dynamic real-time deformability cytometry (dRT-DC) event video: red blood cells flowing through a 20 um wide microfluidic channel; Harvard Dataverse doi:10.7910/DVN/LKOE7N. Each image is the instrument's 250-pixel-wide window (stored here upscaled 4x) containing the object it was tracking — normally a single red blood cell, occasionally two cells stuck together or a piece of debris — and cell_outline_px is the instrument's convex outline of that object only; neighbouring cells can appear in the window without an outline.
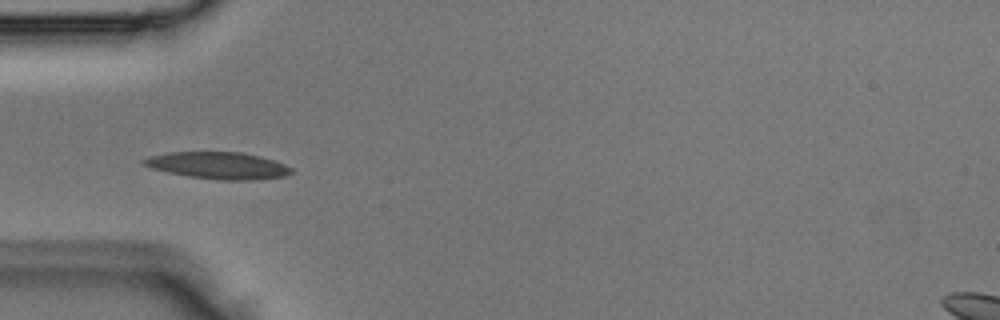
{"species": "Egyptian fruit bat (a non-hibernating species)", "species_latin": "Rousettus aegyptiacus", "temperature_condition": "room temperature", "stored_images_in_passage": 4, "camera_frame_rate_fps": 3000, "um_per_image_px": 0.085, "animal": {"sex": "male"}, "frame": {"image": 1, "passage_image": 4, "time_ms": 1.0, "image_size_px": [1000, 320], "cell_outline_px": [[292, 172], [284, 176], [252, 180], [220, 180], [188, 176], [168, 172], [152, 168], [140, 164], [140, 160], [148, 156], [168, 152], [240, 152], [260, 156], [284, 164], [292, 168]], "centroid_in_image_um": [18.49, 14.06], "position_along_channel_um": 66.5, "area_um2": 23.12}}